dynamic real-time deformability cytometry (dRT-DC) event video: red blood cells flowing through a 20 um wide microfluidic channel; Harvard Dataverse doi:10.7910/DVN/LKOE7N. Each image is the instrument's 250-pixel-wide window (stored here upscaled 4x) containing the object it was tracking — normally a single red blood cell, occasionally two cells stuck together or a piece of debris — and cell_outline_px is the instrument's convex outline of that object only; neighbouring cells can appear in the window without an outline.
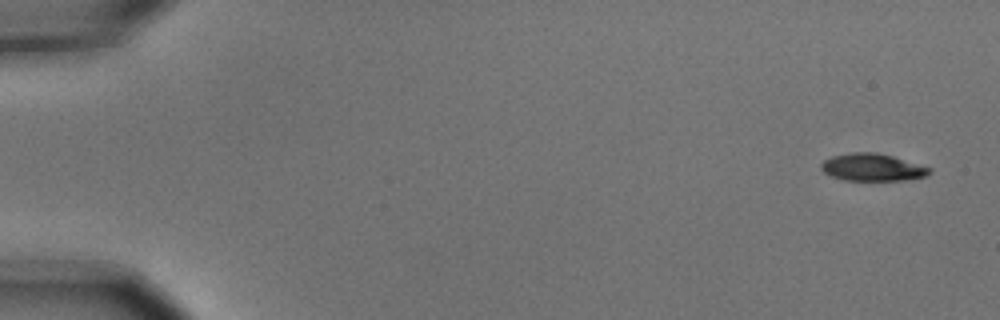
{"species": "common noctule bat (a hibernating species)", "species_latin": "Nyctalus noctula", "temperature_condition": "cold", "stored_images_in_passage": 8, "camera_frame_rate_fps": 3000, "um_per_image_px": 0.085, "animal": {"sex": "male", "body_mass_g": 15.6}, "frame": {"image": 1, "passage_image": 1, "time_ms": 0.0, "image_size_px": [1000, 320], "cell_outline_px": [[932, 172], [924, 176], [904, 180], [844, 180], [832, 176], [824, 172], [820, 168], [820, 164], [824, 160], [832, 156], [852, 152], [876, 152], [892, 156], [932, 168]], "centroid_in_image_um": [74.14, 14.22], "position_along_channel_um": 10.9, "area_um2": 17.17}}
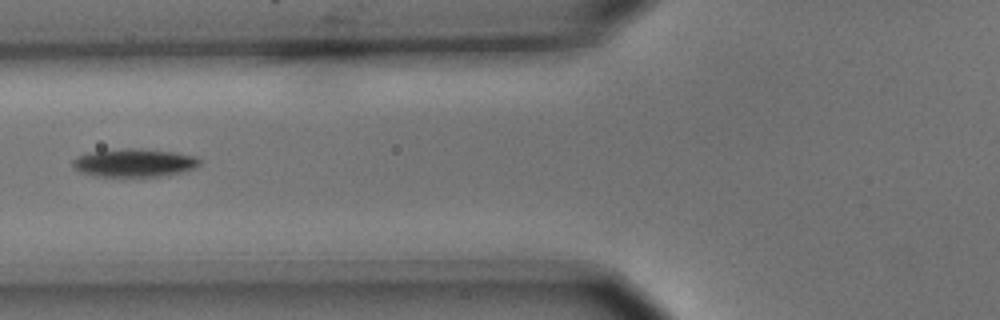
{"frame": {"image": 2, "passage_image": 6, "time_ms": 1.667, "image_size_px": [1000, 320], "cell_outline_px": [[200, 164], [196, 168], [180, 172], [160, 176], [96, 176], [80, 172], [72, 164], [72, 160], [76, 156], [88, 152], [128, 148], [132, 148], [176, 152], [196, 156], [200, 160]], "centroid_in_image_um": [11.41, 13.83], "position_along_channel_um": 114.4, "area_um2": 20.75}}
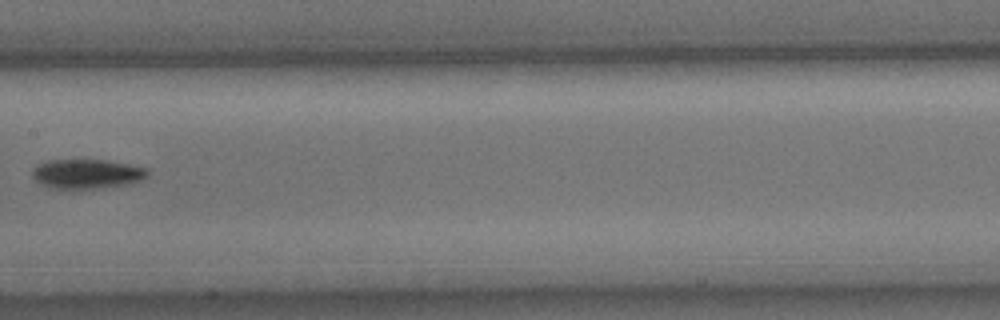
{"frame": {"image": 3, "passage_image": 8, "time_ms": 2.333, "image_size_px": [1000, 320], "cell_outline_px": [[148, 176], [132, 184], [96, 188], [52, 188], [36, 180], [32, 176], [32, 168], [48, 160], [104, 160], [128, 164], [148, 168]], "centroid_in_image_um": [7.42, 14.77], "position_along_channel_um": 200.0, "area_um2": 19.59}}